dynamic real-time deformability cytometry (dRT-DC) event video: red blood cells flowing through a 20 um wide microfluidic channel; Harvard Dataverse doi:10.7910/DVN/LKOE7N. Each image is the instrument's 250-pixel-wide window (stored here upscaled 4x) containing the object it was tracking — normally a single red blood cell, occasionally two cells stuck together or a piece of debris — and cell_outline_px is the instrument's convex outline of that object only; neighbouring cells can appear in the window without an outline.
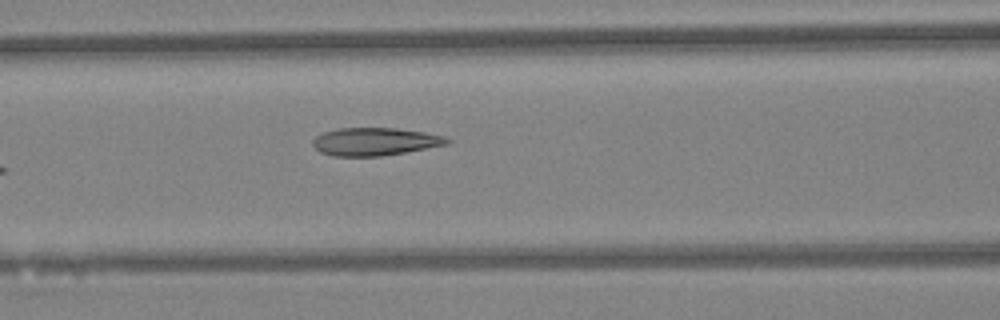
{"species": "Egyptian fruit bat (a non-hibernating species)", "species_latin": "Rousettus aegyptiacus", "temperature_condition": "warm", "stored_images_in_passage": 6, "camera_frame_rate_fps": 3000, "um_per_image_px": 0.085, "animal": {"sex": "female"}, "frame": {"image": 1, "passage_image": 6, "time_ms": 1.667, "image_size_px": [1000, 320], "cell_outline_px": [[452, 140], [448, 144], [404, 152], [380, 156], [332, 156], [320, 152], [312, 144], [312, 140], [316, 136], [324, 132], [340, 128], [396, 128], [424, 132], [444, 136]], "centroid_in_image_um": [31.86, 12.03], "position_along_channel_um": 134.7, "area_um2": 21.68}}